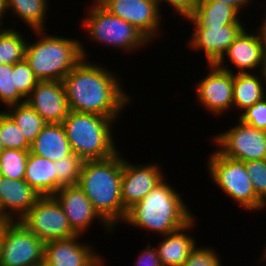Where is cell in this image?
Here are the masks:
<instances>
[{
	"mask_svg": "<svg viewBox=\"0 0 266 266\" xmlns=\"http://www.w3.org/2000/svg\"><path fill=\"white\" fill-rule=\"evenodd\" d=\"M120 79L103 64L83 58L62 80L69 110L119 120L133 100Z\"/></svg>",
	"mask_w": 266,
	"mask_h": 266,
	"instance_id": "obj_1",
	"label": "cell"
},
{
	"mask_svg": "<svg viewBox=\"0 0 266 266\" xmlns=\"http://www.w3.org/2000/svg\"><path fill=\"white\" fill-rule=\"evenodd\" d=\"M194 215L182 195L165 178L127 209L123 223L163 236L184 227Z\"/></svg>",
	"mask_w": 266,
	"mask_h": 266,
	"instance_id": "obj_2",
	"label": "cell"
},
{
	"mask_svg": "<svg viewBox=\"0 0 266 266\" xmlns=\"http://www.w3.org/2000/svg\"><path fill=\"white\" fill-rule=\"evenodd\" d=\"M122 156L118 151L106 159L84 161L78 182L95 211L115 230L127 212L121 198Z\"/></svg>",
	"mask_w": 266,
	"mask_h": 266,
	"instance_id": "obj_3",
	"label": "cell"
},
{
	"mask_svg": "<svg viewBox=\"0 0 266 266\" xmlns=\"http://www.w3.org/2000/svg\"><path fill=\"white\" fill-rule=\"evenodd\" d=\"M32 32L37 39L27 41L24 59L39 81H62L83 58H90L79 39L48 34L46 30Z\"/></svg>",
	"mask_w": 266,
	"mask_h": 266,
	"instance_id": "obj_4",
	"label": "cell"
},
{
	"mask_svg": "<svg viewBox=\"0 0 266 266\" xmlns=\"http://www.w3.org/2000/svg\"><path fill=\"white\" fill-rule=\"evenodd\" d=\"M115 122L99 114L69 111L61 124L72 152L87 161L106 159L119 151L112 134Z\"/></svg>",
	"mask_w": 266,
	"mask_h": 266,
	"instance_id": "obj_5",
	"label": "cell"
},
{
	"mask_svg": "<svg viewBox=\"0 0 266 266\" xmlns=\"http://www.w3.org/2000/svg\"><path fill=\"white\" fill-rule=\"evenodd\" d=\"M87 15L82 18L81 26L85 27V35L89 42H97L105 47H113L120 51L132 53L151 43L132 24L116 17L106 10L97 0L87 7Z\"/></svg>",
	"mask_w": 266,
	"mask_h": 266,
	"instance_id": "obj_6",
	"label": "cell"
},
{
	"mask_svg": "<svg viewBox=\"0 0 266 266\" xmlns=\"http://www.w3.org/2000/svg\"><path fill=\"white\" fill-rule=\"evenodd\" d=\"M208 157L206 167L209 178L217 188L249 212L257 213L266 208L253 188L245 162L225 157L218 150H214Z\"/></svg>",
	"mask_w": 266,
	"mask_h": 266,
	"instance_id": "obj_7",
	"label": "cell"
},
{
	"mask_svg": "<svg viewBox=\"0 0 266 266\" xmlns=\"http://www.w3.org/2000/svg\"><path fill=\"white\" fill-rule=\"evenodd\" d=\"M44 244L20 221L3 222L0 266H43Z\"/></svg>",
	"mask_w": 266,
	"mask_h": 266,
	"instance_id": "obj_8",
	"label": "cell"
},
{
	"mask_svg": "<svg viewBox=\"0 0 266 266\" xmlns=\"http://www.w3.org/2000/svg\"><path fill=\"white\" fill-rule=\"evenodd\" d=\"M19 221L44 243L77 235L54 196H41Z\"/></svg>",
	"mask_w": 266,
	"mask_h": 266,
	"instance_id": "obj_9",
	"label": "cell"
},
{
	"mask_svg": "<svg viewBox=\"0 0 266 266\" xmlns=\"http://www.w3.org/2000/svg\"><path fill=\"white\" fill-rule=\"evenodd\" d=\"M213 144L225 157L238 161L266 159V131L238 120L231 128L213 136Z\"/></svg>",
	"mask_w": 266,
	"mask_h": 266,
	"instance_id": "obj_10",
	"label": "cell"
},
{
	"mask_svg": "<svg viewBox=\"0 0 266 266\" xmlns=\"http://www.w3.org/2000/svg\"><path fill=\"white\" fill-rule=\"evenodd\" d=\"M116 17L132 24L150 42L159 38L162 24V11L156 0H97ZM159 36V37H158Z\"/></svg>",
	"mask_w": 266,
	"mask_h": 266,
	"instance_id": "obj_11",
	"label": "cell"
},
{
	"mask_svg": "<svg viewBox=\"0 0 266 266\" xmlns=\"http://www.w3.org/2000/svg\"><path fill=\"white\" fill-rule=\"evenodd\" d=\"M208 73L195 85L198 103L214 116L233 110V73L207 64ZM209 67V68H208ZM226 111V112H225Z\"/></svg>",
	"mask_w": 266,
	"mask_h": 266,
	"instance_id": "obj_12",
	"label": "cell"
},
{
	"mask_svg": "<svg viewBox=\"0 0 266 266\" xmlns=\"http://www.w3.org/2000/svg\"><path fill=\"white\" fill-rule=\"evenodd\" d=\"M264 56L265 48L259 30L256 29L254 33L244 28L216 65L233 74L252 73V71L254 73L257 69L261 72ZM227 63L229 66L231 64L235 66L236 71L231 70Z\"/></svg>",
	"mask_w": 266,
	"mask_h": 266,
	"instance_id": "obj_13",
	"label": "cell"
},
{
	"mask_svg": "<svg viewBox=\"0 0 266 266\" xmlns=\"http://www.w3.org/2000/svg\"><path fill=\"white\" fill-rule=\"evenodd\" d=\"M81 236L45 242L43 266H104L105 257Z\"/></svg>",
	"mask_w": 266,
	"mask_h": 266,
	"instance_id": "obj_14",
	"label": "cell"
},
{
	"mask_svg": "<svg viewBox=\"0 0 266 266\" xmlns=\"http://www.w3.org/2000/svg\"><path fill=\"white\" fill-rule=\"evenodd\" d=\"M153 162L134 165L122 157L121 198L126 210L165 179L161 164Z\"/></svg>",
	"mask_w": 266,
	"mask_h": 266,
	"instance_id": "obj_15",
	"label": "cell"
},
{
	"mask_svg": "<svg viewBox=\"0 0 266 266\" xmlns=\"http://www.w3.org/2000/svg\"><path fill=\"white\" fill-rule=\"evenodd\" d=\"M53 196L63 208L72 230L77 235L88 232L96 219L103 224L106 234L114 231L95 211L91 201L78 184L62 187Z\"/></svg>",
	"mask_w": 266,
	"mask_h": 266,
	"instance_id": "obj_16",
	"label": "cell"
},
{
	"mask_svg": "<svg viewBox=\"0 0 266 266\" xmlns=\"http://www.w3.org/2000/svg\"><path fill=\"white\" fill-rule=\"evenodd\" d=\"M244 28V24H229L194 29L190 34L191 39L187 40V48L204 52L207 64H216Z\"/></svg>",
	"mask_w": 266,
	"mask_h": 266,
	"instance_id": "obj_17",
	"label": "cell"
},
{
	"mask_svg": "<svg viewBox=\"0 0 266 266\" xmlns=\"http://www.w3.org/2000/svg\"><path fill=\"white\" fill-rule=\"evenodd\" d=\"M25 102L46 123H62L70 111L62 81H39Z\"/></svg>",
	"mask_w": 266,
	"mask_h": 266,
	"instance_id": "obj_18",
	"label": "cell"
},
{
	"mask_svg": "<svg viewBox=\"0 0 266 266\" xmlns=\"http://www.w3.org/2000/svg\"><path fill=\"white\" fill-rule=\"evenodd\" d=\"M40 197L24 179L0 176V214L6 221H19Z\"/></svg>",
	"mask_w": 266,
	"mask_h": 266,
	"instance_id": "obj_19",
	"label": "cell"
},
{
	"mask_svg": "<svg viewBox=\"0 0 266 266\" xmlns=\"http://www.w3.org/2000/svg\"><path fill=\"white\" fill-rule=\"evenodd\" d=\"M196 216L184 227L175 232L160 236L156 249L162 266H181L188 258L191 250L197 245L196 239L190 235L196 226Z\"/></svg>",
	"mask_w": 266,
	"mask_h": 266,
	"instance_id": "obj_20",
	"label": "cell"
},
{
	"mask_svg": "<svg viewBox=\"0 0 266 266\" xmlns=\"http://www.w3.org/2000/svg\"><path fill=\"white\" fill-rule=\"evenodd\" d=\"M240 12L233 6L215 0H200L193 15L187 20L194 29H207L208 26L243 24Z\"/></svg>",
	"mask_w": 266,
	"mask_h": 266,
	"instance_id": "obj_21",
	"label": "cell"
},
{
	"mask_svg": "<svg viewBox=\"0 0 266 266\" xmlns=\"http://www.w3.org/2000/svg\"><path fill=\"white\" fill-rule=\"evenodd\" d=\"M30 152L53 162L69 155L72 150L61 123H46L34 142Z\"/></svg>",
	"mask_w": 266,
	"mask_h": 266,
	"instance_id": "obj_22",
	"label": "cell"
},
{
	"mask_svg": "<svg viewBox=\"0 0 266 266\" xmlns=\"http://www.w3.org/2000/svg\"><path fill=\"white\" fill-rule=\"evenodd\" d=\"M24 180L40 196H53L57 192V174L54 162L30 151L26 161Z\"/></svg>",
	"mask_w": 266,
	"mask_h": 266,
	"instance_id": "obj_23",
	"label": "cell"
},
{
	"mask_svg": "<svg viewBox=\"0 0 266 266\" xmlns=\"http://www.w3.org/2000/svg\"><path fill=\"white\" fill-rule=\"evenodd\" d=\"M257 72L233 74V108L241 110L239 116L266 97L263 75L258 70Z\"/></svg>",
	"mask_w": 266,
	"mask_h": 266,
	"instance_id": "obj_24",
	"label": "cell"
},
{
	"mask_svg": "<svg viewBox=\"0 0 266 266\" xmlns=\"http://www.w3.org/2000/svg\"><path fill=\"white\" fill-rule=\"evenodd\" d=\"M49 0H6L8 15L19 17L32 30H47ZM47 17V18H46Z\"/></svg>",
	"mask_w": 266,
	"mask_h": 266,
	"instance_id": "obj_25",
	"label": "cell"
},
{
	"mask_svg": "<svg viewBox=\"0 0 266 266\" xmlns=\"http://www.w3.org/2000/svg\"><path fill=\"white\" fill-rule=\"evenodd\" d=\"M3 110L19 127L20 132L31 145L46 122L26 102L7 106Z\"/></svg>",
	"mask_w": 266,
	"mask_h": 266,
	"instance_id": "obj_26",
	"label": "cell"
},
{
	"mask_svg": "<svg viewBox=\"0 0 266 266\" xmlns=\"http://www.w3.org/2000/svg\"><path fill=\"white\" fill-rule=\"evenodd\" d=\"M27 40L13 25L0 28V65H14L23 61Z\"/></svg>",
	"mask_w": 266,
	"mask_h": 266,
	"instance_id": "obj_27",
	"label": "cell"
},
{
	"mask_svg": "<svg viewBox=\"0 0 266 266\" xmlns=\"http://www.w3.org/2000/svg\"><path fill=\"white\" fill-rule=\"evenodd\" d=\"M30 150L3 149L0 152V176L24 179L26 161Z\"/></svg>",
	"mask_w": 266,
	"mask_h": 266,
	"instance_id": "obj_28",
	"label": "cell"
},
{
	"mask_svg": "<svg viewBox=\"0 0 266 266\" xmlns=\"http://www.w3.org/2000/svg\"><path fill=\"white\" fill-rule=\"evenodd\" d=\"M83 162L74 152L54 162L57 174V191L62 187L78 184Z\"/></svg>",
	"mask_w": 266,
	"mask_h": 266,
	"instance_id": "obj_29",
	"label": "cell"
},
{
	"mask_svg": "<svg viewBox=\"0 0 266 266\" xmlns=\"http://www.w3.org/2000/svg\"><path fill=\"white\" fill-rule=\"evenodd\" d=\"M0 140L4 149L30 150L31 145L20 132L16 123L0 110Z\"/></svg>",
	"mask_w": 266,
	"mask_h": 266,
	"instance_id": "obj_30",
	"label": "cell"
},
{
	"mask_svg": "<svg viewBox=\"0 0 266 266\" xmlns=\"http://www.w3.org/2000/svg\"><path fill=\"white\" fill-rule=\"evenodd\" d=\"M25 101L26 99L13 85V65H0V103L7 107L14 104H21Z\"/></svg>",
	"mask_w": 266,
	"mask_h": 266,
	"instance_id": "obj_31",
	"label": "cell"
},
{
	"mask_svg": "<svg viewBox=\"0 0 266 266\" xmlns=\"http://www.w3.org/2000/svg\"><path fill=\"white\" fill-rule=\"evenodd\" d=\"M38 82L39 80L25 59L13 65V85L25 99Z\"/></svg>",
	"mask_w": 266,
	"mask_h": 266,
	"instance_id": "obj_32",
	"label": "cell"
},
{
	"mask_svg": "<svg viewBox=\"0 0 266 266\" xmlns=\"http://www.w3.org/2000/svg\"><path fill=\"white\" fill-rule=\"evenodd\" d=\"M245 168L257 196L266 204V159L246 161Z\"/></svg>",
	"mask_w": 266,
	"mask_h": 266,
	"instance_id": "obj_33",
	"label": "cell"
},
{
	"mask_svg": "<svg viewBox=\"0 0 266 266\" xmlns=\"http://www.w3.org/2000/svg\"><path fill=\"white\" fill-rule=\"evenodd\" d=\"M221 260L212 246L198 247L196 245L181 266H223Z\"/></svg>",
	"mask_w": 266,
	"mask_h": 266,
	"instance_id": "obj_34",
	"label": "cell"
},
{
	"mask_svg": "<svg viewBox=\"0 0 266 266\" xmlns=\"http://www.w3.org/2000/svg\"><path fill=\"white\" fill-rule=\"evenodd\" d=\"M238 119L254 128L266 131V97L245 110Z\"/></svg>",
	"mask_w": 266,
	"mask_h": 266,
	"instance_id": "obj_35",
	"label": "cell"
},
{
	"mask_svg": "<svg viewBox=\"0 0 266 266\" xmlns=\"http://www.w3.org/2000/svg\"><path fill=\"white\" fill-rule=\"evenodd\" d=\"M200 0H156L158 7L161 9L162 4L165 2L171 9H173L174 14H178L181 18H190L197 8ZM175 10V11H174Z\"/></svg>",
	"mask_w": 266,
	"mask_h": 266,
	"instance_id": "obj_36",
	"label": "cell"
},
{
	"mask_svg": "<svg viewBox=\"0 0 266 266\" xmlns=\"http://www.w3.org/2000/svg\"><path fill=\"white\" fill-rule=\"evenodd\" d=\"M147 244L145 249L139 251L141 253L138 255L134 266H162L156 247L152 246L150 242Z\"/></svg>",
	"mask_w": 266,
	"mask_h": 266,
	"instance_id": "obj_37",
	"label": "cell"
},
{
	"mask_svg": "<svg viewBox=\"0 0 266 266\" xmlns=\"http://www.w3.org/2000/svg\"><path fill=\"white\" fill-rule=\"evenodd\" d=\"M221 3L235 7L240 13H242V8H247V6L252 2V0H215ZM255 1V0H254ZM242 10V11H241Z\"/></svg>",
	"mask_w": 266,
	"mask_h": 266,
	"instance_id": "obj_38",
	"label": "cell"
},
{
	"mask_svg": "<svg viewBox=\"0 0 266 266\" xmlns=\"http://www.w3.org/2000/svg\"><path fill=\"white\" fill-rule=\"evenodd\" d=\"M8 10H7V3L6 0H0V27L4 28L2 25L5 23L3 22V18L7 16Z\"/></svg>",
	"mask_w": 266,
	"mask_h": 266,
	"instance_id": "obj_39",
	"label": "cell"
},
{
	"mask_svg": "<svg viewBox=\"0 0 266 266\" xmlns=\"http://www.w3.org/2000/svg\"><path fill=\"white\" fill-rule=\"evenodd\" d=\"M260 26L257 27V29L259 30V33L262 37L263 43H264V48H265V53H266V13H265V17L262 19V22H260Z\"/></svg>",
	"mask_w": 266,
	"mask_h": 266,
	"instance_id": "obj_40",
	"label": "cell"
},
{
	"mask_svg": "<svg viewBox=\"0 0 266 266\" xmlns=\"http://www.w3.org/2000/svg\"><path fill=\"white\" fill-rule=\"evenodd\" d=\"M262 75H263V80L266 84V53L264 56V61H263V67H262V71H261Z\"/></svg>",
	"mask_w": 266,
	"mask_h": 266,
	"instance_id": "obj_41",
	"label": "cell"
},
{
	"mask_svg": "<svg viewBox=\"0 0 266 266\" xmlns=\"http://www.w3.org/2000/svg\"><path fill=\"white\" fill-rule=\"evenodd\" d=\"M3 247V223H0V254Z\"/></svg>",
	"mask_w": 266,
	"mask_h": 266,
	"instance_id": "obj_42",
	"label": "cell"
},
{
	"mask_svg": "<svg viewBox=\"0 0 266 266\" xmlns=\"http://www.w3.org/2000/svg\"><path fill=\"white\" fill-rule=\"evenodd\" d=\"M263 248H264V250L261 254V257H259L260 259H258L259 260L258 262H260V264L263 262H266V244Z\"/></svg>",
	"mask_w": 266,
	"mask_h": 266,
	"instance_id": "obj_43",
	"label": "cell"
},
{
	"mask_svg": "<svg viewBox=\"0 0 266 266\" xmlns=\"http://www.w3.org/2000/svg\"><path fill=\"white\" fill-rule=\"evenodd\" d=\"M6 222V220L0 214V223Z\"/></svg>",
	"mask_w": 266,
	"mask_h": 266,
	"instance_id": "obj_44",
	"label": "cell"
},
{
	"mask_svg": "<svg viewBox=\"0 0 266 266\" xmlns=\"http://www.w3.org/2000/svg\"><path fill=\"white\" fill-rule=\"evenodd\" d=\"M3 149H4V147H3V144H2V142H1V140H0V152H1Z\"/></svg>",
	"mask_w": 266,
	"mask_h": 266,
	"instance_id": "obj_45",
	"label": "cell"
}]
</instances>
